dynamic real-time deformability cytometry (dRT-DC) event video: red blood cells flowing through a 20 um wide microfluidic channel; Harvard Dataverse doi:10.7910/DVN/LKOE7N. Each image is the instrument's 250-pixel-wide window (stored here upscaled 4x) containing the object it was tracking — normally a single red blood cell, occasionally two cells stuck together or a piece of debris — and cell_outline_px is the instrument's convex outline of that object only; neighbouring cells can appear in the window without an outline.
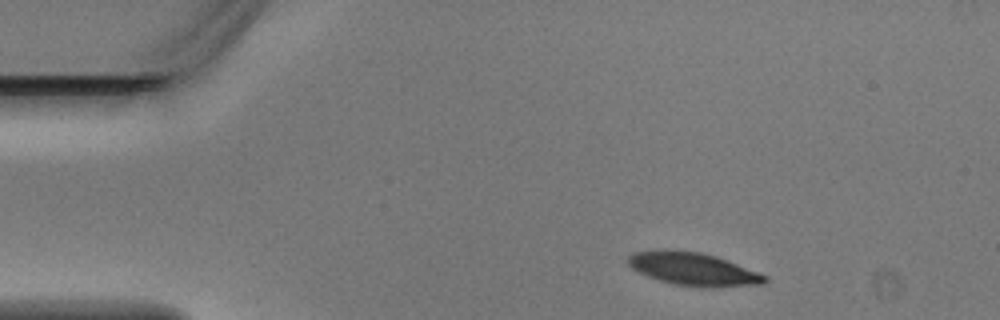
{"species": "Egyptian fruit bat (a non-hibernating species)", "species_latin": "Rousettus aegyptiacus", "temperature_condition": "warm", "stored_images_in_passage": 5, "camera_frame_rate_fps": 3000, "um_per_image_px": 0.085, "animal": {"sex": "male"}, "frame": {"image": 1, "passage_image": 2, "time_ms": 0.333, "image_size_px": [1000, 320], "cell_outline_px": [[768, 280], [764, 284], [712, 288], [676, 284], [660, 280], [648, 276], [632, 268], [628, 264], [628, 256], [632, 252], [664, 248], [668, 248], [704, 252], [716, 256], [760, 272], [768, 276]], "centroid_in_image_um": [58.95, 22.84], "position_along_channel_um": 26.0, "area_um2": 26.7}}
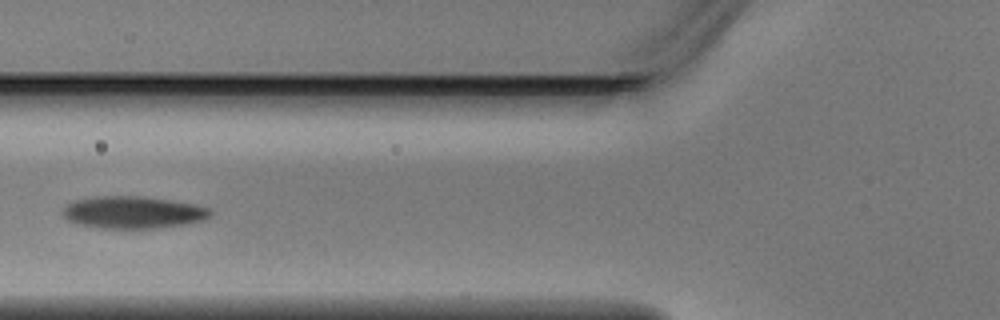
{"frame": {"image": 2, "passage_image": 5, "time_ms": 1.333, "image_size_px": [1000, 320], "cell_outline_px": [[212, 216], [204, 220], [188, 224], [160, 228], [104, 228], [76, 224], [68, 220], [60, 212], [60, 208], [76, 200], [96, 196], [144, 196], [192, 204], [212, 208]], "centroid_in_image_um": [11.32, 18.05], "position_along_channel_um": 114.5, "area_um2": 27.98}}